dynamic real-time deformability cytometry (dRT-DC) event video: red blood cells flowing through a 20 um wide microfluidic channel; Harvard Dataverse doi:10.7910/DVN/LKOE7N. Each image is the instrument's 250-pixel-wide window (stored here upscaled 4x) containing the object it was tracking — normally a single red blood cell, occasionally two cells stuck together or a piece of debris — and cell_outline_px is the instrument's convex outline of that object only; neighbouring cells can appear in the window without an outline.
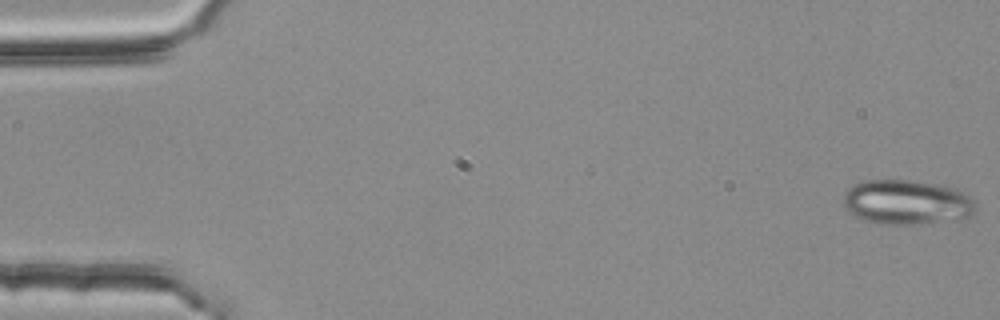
{"species": "common noctule bat (a hibernating species)", "species_latin": "Nyctalus noctula", "temperature_condition": "room temperature", "stored_images_in_passage": 55, "camera_frame_rate_fps": 3000, "um_per_image_px": 0.085, "animal": {"sex": "female", "body_mass_g": 25.1}, "frame": {"image": 1, "passage_image": 1, "time_ms": 0.0, "image_size_px": [1000, 320], "cell_outline_px": [[976, 208], [968, 216], [920, 224], [880, 224], [864, 220], [856, 216], [844, 208], [844, 192], [848, 188], [864, 180], [908, 180], [940, 184], [956, 188], [964, 192], [976, 204]], "centroid_in_image_um": [77.04, 17.17], "position_along_channel_um": 8.0, "area_um2": 34.22}}
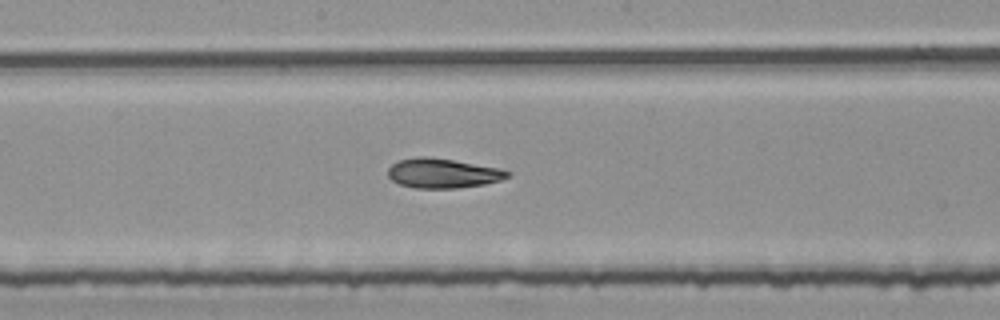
{"frame": {"image": 2, "passage_image": 29, "time_ms": 9.333, "image_size_px": [1000, 320], "cell_outline_px": [[512, 172], [508, 176], [500, 180], [484, 184], [456, 188], [416, 188], [400, 184], [392, 180], [388, 176], [388, 168], [396, 160], [416, 156], [428, 156], [500, 168]], "centroid_in_image_um": [37.6, 14.71], "position_along_channel_um": 210.6, "area_um2": 20.63}}
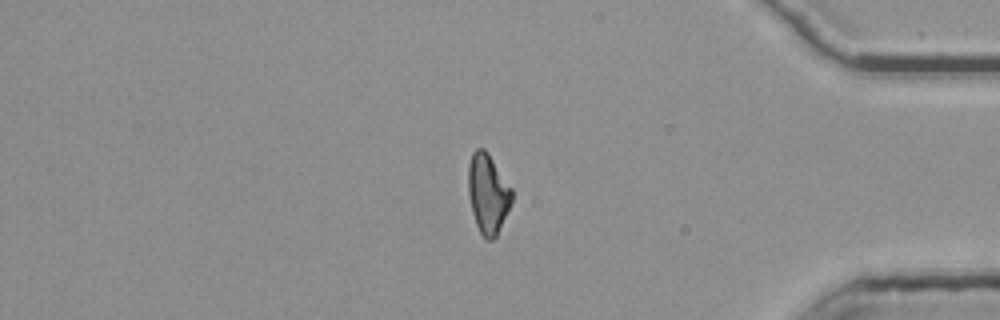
{"frame": {"image": 3, "passage_image": 46, "time_ms": 15.0, "image_size_px": [1000, 320], "cell_outline_px": [[512, 200], [496, 236], [492, 240], [488, 240], [480, 232], [476, 224], [472, 212], [468, 192], [468, 164], [472, 152], [476, 148], [484, 148], [488, 152], [512, 188]], "centroid_in_image_um": [41.45, 16.41], "position_along_channel_um": 393.7, "area_um2": 20.11}, "authors_computed_cell_mechanics": {"area_um2": 20.6346, "velocity_mm_per_s": 3.7664, "shape_relaxation_time_tau1_ms": null, "shape_relaxation_time_tau2_ms": 5.4168, "deformation_change_tau1": null, "deformation_change_tau2": 0.1208}}